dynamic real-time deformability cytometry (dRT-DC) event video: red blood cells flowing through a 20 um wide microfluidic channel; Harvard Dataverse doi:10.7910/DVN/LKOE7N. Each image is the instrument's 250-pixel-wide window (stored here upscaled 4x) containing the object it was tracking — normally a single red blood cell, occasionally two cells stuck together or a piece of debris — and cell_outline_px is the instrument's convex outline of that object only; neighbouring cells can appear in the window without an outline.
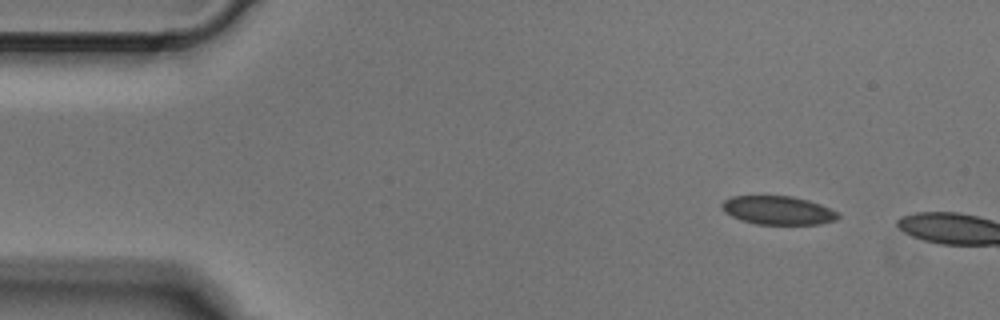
{"species": "Egyptian fruit bat (a non-hibernating species)", "species_latin": "Rousettus aegyptiacus", "temperature_condition": "cold", "stored_images_in_passage": 2, "camera_frame_rate_fps": 3000, "um_per_image_px": 0.085, "animal": {"sex": "male"}, "frame": {"image": 1, "passage_image": 1, "time_ms": 0.0, "image_size_px": [1000, 320], "cell_outline_px": [[840, 216], [836, 220], [820, 224], [756, 224], [740, 220], [724, 212], [720, 204], [724, 200], [732, 196], [792, 196], [808, 200], [820, 204], [836, 212]], "centroid_in_image_um": [66.1, 17.88], "position_along_channel_um": 18.9, "area_um2": 19.31}}